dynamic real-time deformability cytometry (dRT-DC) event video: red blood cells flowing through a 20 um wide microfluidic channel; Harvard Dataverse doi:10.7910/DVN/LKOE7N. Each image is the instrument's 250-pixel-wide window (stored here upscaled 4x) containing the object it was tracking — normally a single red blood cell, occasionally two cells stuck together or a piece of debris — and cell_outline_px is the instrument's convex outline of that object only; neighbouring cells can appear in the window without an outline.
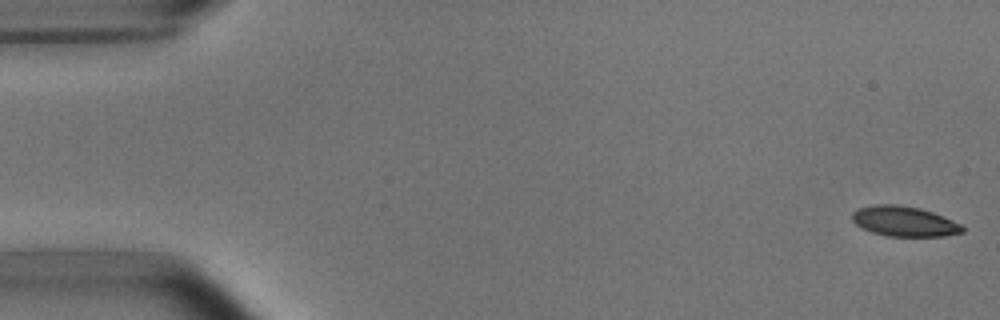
{"species": "common noctule bat (a hibernating species)", "species_latin": "Nyctalus noctula", "temperature_condition": "room temperature", "stored_images_in_passage": 6, "camera_frame_rate_fps": 3000, "um_per_image_px": 0.085, "animal": {"sex": "male", "body_mass_g": 15.6}, "frame": {"image": 1, "passage_image": 1, "time_ms": 0.0, "image_size_px": [1000, 320], "cell_outline_px": [[964, 232], [944, 236], [888, 236], [872, 232], [856, 224], [852, 220], [852, 212], [856, 208], [872, 204], [896, 204], [920, 208], [932, 212], [952, 220], [960, 224], [964, 228]], "centroid_in_image_um": [76.83, 18.8], "position_along_channel_um": 8.2, "area_um2": 19.36}}
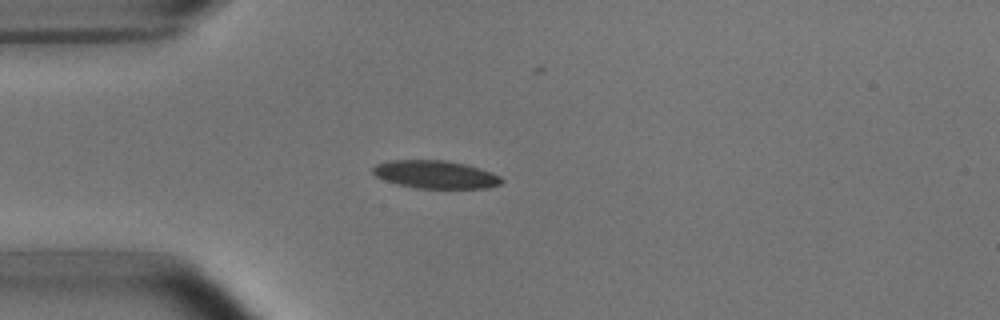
{"frame": {"image": 2, "passage_image": 4, "time_ms": 4.333, "image_size_px": [1000, 320], "cell_outline_px": [[504, 180], [500, 184], [488, 188], [416, 188], [396, 184], [384, 180], [376, 176], [372, 172], [372, 168], [376, 164], [392, 160], [444, 160], [464, 164], [480, 168], [492, 172], [500, 176]], "centroid_in_image_um": [37.01, 14.83], "position_along_channel_um": 48.0, "area_um2": 20.98}}